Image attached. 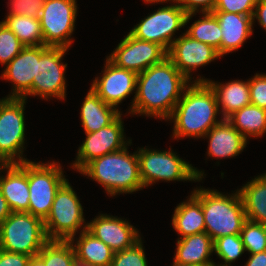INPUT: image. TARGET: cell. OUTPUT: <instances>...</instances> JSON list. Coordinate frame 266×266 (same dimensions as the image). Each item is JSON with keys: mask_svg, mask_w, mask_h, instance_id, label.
I'll return each mask as SVG.
<instances>
[{"mask_svg": "<svg viewBox=\"0 0 266 266\" xmlns=\"http://www.w3.org/2000/svg\"><path fill=\"white\" fill-rule=\"evenodd\" d=\"M189 82L166 57L138 74L130 114L169 120Z\"/></svg>", "mask_w": 266, "mask_h": 266, "instance_id": "1", "label": "cell"}, {"mask_svg": "<svg viewBox=\"0 0 266 266\" xmlns=\"http://www.w3.org/2000/svg\"><path fill=\"white\" fill-rule=\"evenodd\" d=\"M219 107L214 91L206 82H191L174 107L170 121H174V138L202 137L216 124Z\"/></svg>", "mask_w": 266, "mask_h": 266, "instance_id": "2", "label": "cell"}, {"mask_svg": "<svg viewBox=\"0 0 266 266\" xmlns=\"http://www.w3.org/2000/svg\"><path fill=\"white\" fill-rule=\"evenodd\" d=\"M79 173L104 186L112 197L144 188L139 174L137 151L132 155L127 146L120 151L93 159Z\"/></svg>", "mask_w": 266, "mask_h": 266, "instance_id": "3", "label": "cell"}, {"mask_svg": "<svg viewBox=\"0 0 266 266\" xmlns=\"http://www.w3.org/2000/svg\"><path fill=\"white\" fill-rule=\"evenodd\" d=\"M192 195L201 203L205 232L213 239L240 234L247 220L244 205L237 190L232 195L209 189H195Z\"/></svg>", "mask_w": 266, "mask_h": 266, "instance_id": "4", "label": "cell"}, {"mask_svg": "<svg viewBox=\"0 0 266 266\" xmlns=\"http://www.w3.org/2000/svg\"><path fill=\"white\" fill-rule=\"evenodd\" d=\"M44 221L27 212H12L0 224V249L37 256L48 242Z\"/></svg>", "mask_w": 266, "mask_h": 266, "instance_id": "5", "label": "cell"}, {"mask_svg": "<svg viewBox=\"0 0 266 266\" xmlns=\"http://www.w3.org/2000/svg\"><path fill=\"white\" fill-rule=\"evenodd\" d=\"M137 154L139 174L144 187L159 180L196 182L204 178V172L179 158L171 148L169 151H156L143 147L139 148Z\"/></svg>", "mask_w": 266, "mask_h": 266, "instance_id": "6", "label": "cell"}, {"mask_svg": "<svg viewBox=\"0 0 266 266\" xmlns=\"http://www.w3.org/2000/svg\"><path fill=\"white\" fill-rule=\"evenodd\" d=\"M84 222L80 200L67 180L56 192L51 211L44 220L46 236L48 240H74L80 228L87 229L88 223Z\"/></svg>", "mask_w": 266, "mask_h": 266, "instance_id": "7", "label": "cell"}, {"mask_svg": "<svg viewBox=\"0 0 266 266\" xmlns=\"http://www.w3.org/2000/svg\"><path fill=\"white\" fill-rule=\"evenodd\" d=\"M25 102L24 98L0 100V164L29 161L22 156L25 148Z\"/></svg>", "mask_w": 266, "mask_h": 266, "instance_id": "8", "label": "cell"}, {"mask_svg": "<svg viewBox=\"0 0 266 266\" xmlns=\"http://www.w3.org/2000/svg\"><path fill=\"white\" fill-rule=\"evenodd\" d=\"M27 176L30 194L27 213L44 221L51 211L56 192L67 179L62 167L54 161L48 164L27 161Z\"/></svg>", "mask_w": 266, "mask_h": 266, "instance_id": "9", "label": "cell"}, {"mask_svg": "<svg viewBox=\"0 0 266 266\" xmlns=\"http://www.w3.org/2000/svg\"><path fill=\"white\" fill-rule=\"evenodd\" d=\"M194 14H187L178 3H173L145 17L129 33L139 40L160 44L168 51L175 40L174 33L187 25Z\"/></svg>", "mask_w": 266, "mask_h": 266, "instance_id": "10", "label": "cell"}, {"mask_svg": "<svg viewBox=\"0 0 266 266\" xmlns=\"http://www.w3.org/2000/svg\"><path fill=\"white\" fill-rule=\"evenodd\" d=\"M76 16V0H45L39 18L45 46L69 49Z\"/></svg>", "mask_w": 266, "mask_h": 266, "instance_id": "11", "label": "cell"}, {"mask_svg": "<svg viewBox=\"0 0 266 266\" xmlns=\"http://www.w3.org/2000/svg\"><path fill=\"white\" fill-rule=\"evenodd\" d=\"M68 49L64 47L41 46V56L37 60L36 76L32 84V95L47 99L66 96L65 70L62 58Z\"/></svg>", "mask_w": 266, "mask_h": 266, "instance_id": "12", "label": "cell"}, {"mask_svg": "<svg viewBox=\"0 0 266 266\" xmlns=\"http://www.w3.org/2000/svg\"><path fill=\"white\" fill-rule=\"evenodd\" d=\"M166 57L167 50L160 44L139 40L128 33L107 58L116 66L139 74Z\"/></svg>", "mask_w": 266, "mask_h": 266, "instance_id": "13", "label": "cell"}, {"mask_svg": "<svg viewBox=\"0 0 266 266\" xmlns=\"http://www.w3.org/2000/svg\"><path fill=\"white\" fill-rule=\"evenodd\" d=\"M120 115L113 123L98 131L85 133L86 139L78 149L73 169L80 172L93 159L117 152L131 145V140L125 141L124 128ZM128 144V145H127Z\"/></svg>", "mask_w": 266, "mask_h": 266, "instance_id": "14", "label": "cell"}, {"mask_svg": "<svg viewBox=\"0 0 266 266\" xmlns=\"http://www.w3.org/2000/svg\"><path fill=\"white\" fill-rule=\"evenodd\" d=\"M174 39L167 57L189 81L193 79L190 76L193 70L221 57L214 47L194 40L186 33Z\"/></svg>", "mask_w": 266, "mask_h": 266, "instance_id": "15", "label": "cell"}, {"mask_svg": "<svg viewBox=\"0 0 266 266\" xmlns=\"http://www.w3.org/2000/svg\"><path fill=\"white\" fill-rule=\"evenodd\" d=\"M137 76V73L120 68L107 58L102 78L96 77L91 88L105 103L117 108L136 89Z\"/></svg>", "mask_w": 266, "mask_h": 266, "instance_id": "16", "label": "cell"}, {"mask_svg": "<svg viewBox=\"0 0 266 266\" xmlns=\"http://www.w3.org/2000/svg\"><path fill=\"white\" fill-rule=\"evenodd\" d=\"M41 56V46H25L6 66L1 78L13 83L12 95L8 98L32 96V84L36 76L37 60Z\"/></svg>", "mask_w": 266, "mask_h": 266, "instance_id": "17", "label": "cell"}, {"mask_svg": "<svg viewBox=\"0 0 266 266\" xmlns=\"http://www.w3.org/2000/svg\"><path fill=\"white\" fill-rule=\"evenodd\" d=\"M87 230L114 252L129 248L141 239L138 231L126 219L107 214H100L90 221Z\"/></svg>", "mask_w": 266, "mask_h": 266, "instance_id": "18", "label": "cell"}, {"mask_svg": "<svg viewBox=\"0 0 266 266\" xmlns=\"http://www.w3.org/2000/svg\"><path fill=\"white\" fill-rule=\"evenodd\" d=\"M7 169L6 176H0V190L12 212H28L29 187L27 161L20 164H0V171Z\"/></svg>", "mask_w": 266, "mask_h": 266, "instance_id": "19", "label": "cell"}, {"mask_svg": "<svg viewBox=\"0 0 266 266\" xmlns=\"http://www.w3.org/2000/svg\"><path fill=\"white\" fill-rule=\"evenodd\" d=\"M204 137L209 139L208 156L221 159L237 156L247 144V139L227 119L212 127Z\"/></svg>", "mask_w": 266, "mask_h": 266, "instance_id": "20", "label": "cell"}, {"mask_svg": "<svg viewBox=\"0 0 266 266\" xmlns=\"http://www.w3.org/2000/svg\"><path fill=\"white\" fill-rule=\"evenodd\" d=\"M219 21L222 40L221 56L238 50L253 33V15L229 12H212Z\"/></svg>", "mask_w": 266, "mask_h": 266, "instance_id": "21", "label": "cell"}, {"mask_svg": "<svg viewBox=\"0 0 266 266\" xmlns=\"http://www.w3.org/2000/svg\"><path fill=\"white\" fill-rule=\"evenodd\" d=\"M194 82H206L214 91L218 107L222 108L223 119H227L235 111L240 110L246 105L251 104L249 80H233L231 82L220 84L212 80L198 78Z\"/></svg>", "mask_w": 266, "mask_h": 266, "instance_id": "22", "label": "cell"}, {"mask_svg": "<svg viewBox=\"0 0 266 266\" xmlns=\"http://www.w3.org/2000/svg\"><path fill=\"white\" fill-rule=\"evenodd\" d=\"M213 242V239L206 232L178 238L173 262L198 266H215V262L209 258L212 255L211 253L214 252Z\"/></svg>", "mask_w": 266, "mask_h": 266, "instance_id": "23", "label": "cell"}, {"mask_svg": "<svg viewBox=\"0 0 266 266\" xmlns=\"http://www.w3.org/2000/svg\"><path fill=\"white\" fill-rule=\"evenodd\" d=\"M121 114V112L105 103L90 88L84 102L81 106L80 118L85 133H91L104 128L113 123Z\"/></svg>", "mask_w": 266, "mask_h": 266, "instance_id": "24", "label": "cell"}, {"mask_svg": "<svg viewBox=\"0 0 266 266\" xmlns=\"http://www.w3.org/2000/svg\"><path fill=\"white\" fill-rule=\"evenodd\" d=\"M80 232L75 245L74 240H69L74 248L76 259L93 266H111L114 251L87 229Z\"/></svg>", "mask_w": 266, "mask_h": 266, "instance_id": "25", "label": "cell"}, {"mask_svg": "<svg viewBox=\"0 0 266 266\" xmlns=\"http://www.w3.org/2000/svg\"><path fill=\"white\" fill-rule=\"evenodd\" d=\"M246 218L266 226V173L239 189Z\"/></svg>", "mask_w": 266, "mask_h": 266, "instance_id": "26", "label": "cell"}, {"mask_svg": "<svg viewBox=\"0 0 266 266\" xmlns=\"http://www.w3.org/2000/svg\"><path fill=\"white\" fill-rule=\"evenodd\" d=\"M172 225L181 238L205 232L201 203L192 194L186 202L179 203L175 208Z\"/></svg>", "mask_w": 266, "mask_h": 266, "instance_id": "27", "label": "cell"}, {"mask_svg": "<svg viewBox=\"0 0 266 266\" xmlns=\"http://www.w3.org/2000/svg\"><path fill=\"white\" fill-rule=\"evenodd\" d=\"M227 120L246 139L251 136L261 137L266 133V110L256 105H246L235 111Z\"/></svg>", "mask_w": 266, "mask_h": 266, "instance_id": "28", "label": "cell"}, {"mask_svg": "<svg viewBox=\"0 0 266 266\" xmlns=\"http://www.w3.org/2000/svg\"><path fill=\"white\" fill-rule=\"evenodd\" d=\"M25 46L45 45L40 19L25 15H8L2 21Z\"/></svg>", "mask_w": 266, "mask_h": 266, "instance_id": "29", "label": "cell"}, {"mask_svg": "<svg viewBox=\"0 0 266 266\" xmlns=\"http://www.w3.org/2000/svg\"><path fill=\"white\" fill-rule=\"evenodd\" d=\"M202 14L203 18L195 21L186 34L194 40L214 47L221 56L222 30L219 21L212 12H203Z\"/></svg>", "mask_w": 266, "mask_h": 266, "instance_id": "30", "label": "cell"}, {"mask_svg": "<svg viewBox=\"0 0 266 266\" xmlns=\"http://www.w3.org/2000/svg\"><path fill=\"white\" fill-rule=\"evenodd\" d=\"M45 266H72L76 259L70 241L49 240L37 254Z\"/></svg>", "mask_w": 266, "mask_h": 266, "instance_id": "31", "label": "cell"}, {"mask_svg": "<svg viewBox=\"0 0 266 266\" xmlns=\"http://www.w3.org/2000/svg\"><path fill=\"white\" fill-rule=\"evenodd\" d=\"M214 252L224 261V264L215 266H230L245 250L240 234L222 236L213 242Z\"/></svg>", "mask_w": 266, "mask_h": 266, "instance_id": "32", "label": "cell"}, {"mask_svg": "<svg viewBox=\"0 0 266 266\" xmlns=\"http://www.w3.org/2000/svg\"><path fill=\"white\" fill-rule=\"evenodd\" d=\"M245 250L250 254L266 251V226L246 220L240 232Z\"/></svg>", "mask_w": 266, "mask_h": 266, "instance_id": "33", "label": "cell"}, {"mask_svg": "<svg viewBox=\"0 0 266 266\" xmlns=\"http://www.w3.org/2000/svg\"><path fill=\"white\" fill-rule=\"evenodd\" d=\"M25 45L2 22H0V63L7 65Z\"/></svg>", "mask_w": 266, "mask_h": 266, "instance_id": "34", "label": "cell"}, {"mask_svg": "<svg viewBox=\"0 0 266 266\" xmlns=\"http://www.w3.org/2000/svg\"><path fill=\"white\" fill-rule=\"evenodd\" d=\"M111 266H148L142 240L129 248L114 252Z\"/></svg>", "mask_w": 266, "mask_h": 266, "instance_id": "35", "label": "cell"}, {"mask_svg": "<svg viewBox=\"0 0 266 266\" xmlns=\"http://www.w3.org/2000/svg\"><path fill=\"white\" fill-rule=\"evenodd\" d=\"M259 0H217L213 12H229L242 15H253Z\"/></svg>", "mask_w": 266, "mask_h": 266, "instance_id": "36", "label": "cell"}, {"mask_svg": "<svg viewBox=\"0 0 266 266\" xmlns=\"http://www.w3.org/2000/svg\"><path fill=\"white\" fill-rule=\"evenodd\" d=\"M45 0H10L8 15H25L40 18Z\"/></svg>", "mask_w": 266, "mask_h": 266, "instance_id": "37", "label": "cell"}, {"mask_svg": "<svg viewBox=\"0 0 266 266\" xmlns=\"http://www.w3.org/2000/svg\"><path fill=\"white\" fill-rule=\"evenodd\" d=\"M251 104L266 110V74H256L249 79Z\"/></svg>", "mask_w": 266, "mask_h": 266, "instance_id": "38", "label": "cell"}, {"mask_svg": "<svg viewBox=\"0 0 266 266\" xmlns=\"http://www.w3.org/2000/svg\"><path fill=\"white\" fill-rule=\"evenodd\" d=\"M217 0H180L178 4L188 13L213 12ZM200 7V8H199Z\"/></svg>", "mask_w": 266, "mask_h": 266, "instance_id": "39", "label": "cell"}, {"mask_svg": "<svg viewBox=\"0 0 266 266\" xmlns=\"http://www.w3.org/2000/svg\"><path fill=\"white\" fill-rule=\"evenodd\" d=\"M31 256L0 249V266H28Z\"/></svg>", "mask_w": 266, "mask_h": 266, "instance_id": "40", "label": "cell"}, {"mask_svg": "<svg viewBox=\"0 0 266 266\" xmlns=\"http://www.w3.org/2000/svg\"><path fill=\"white\" fill-rule=\"evenodd\" d=\"M253 23L255 18L259 24L266 30V0H259L254 8Z\"/></svg>", "mask_w": 266, "mask_h": 266, "instance_id": "41", "label": "cell"}, {"mask_svg": "<svg viewBox=\"0 0 266 266\" xmlns=\"http://www.w3.org/2000/svg\"><path fill=\"white\" fill-rule=\"evenodd\" d=\"M245 266H266V251L251 254Z\"/></svg>", "mask_w": 266, "mask_h": 266, "instance_id": "42", "label": "cell"}, {"mask_svg": "<svg viewBox=\"0 0 266 266\" xmlns=\"http://www.w3.org/2000/svg\"><path fill=\"white\" fill-rule=\"evenodd\" d=\"M12 213L5 197L0 190V224Z\"/></svg>", "mask_w": 266, "mask_h": 266, "instance_id": "43", "label": "cell"}, {"mask_svg": "<svg viewBox=\"0 0 266 266\" xmlns=\"http://www.w3.org/2000/svg\"><path fill=\"white\" fill-rule=\"evenodd\" d=\"M28 266H45V264L38 256H33L30 258Z\"/></svg>", "mask_w": 266, "mask_h": 266, "instance_id": "44", "label": "cell"}, {"mask_svg": "<svg viewBox=\"0 0 266 266\" xmlns=\"http://www.w3.org/2000/svg\"><path fill=\"white\" fill-rule=\"evenodd\" d=\"M147 3H163V2H167V1H173L174 3H178L180 0H144Z\"/></svg>", "mask_w": 266, "mask_h": 266, "instance_id": "45", "label": "cell"}, {"mask_svg": "<svg viewBox=\"0 0 266 266\" xmlns=\"http://www.w3.org/2000/svg\"><path fill=\"white\" fill-rule=\"evenodd\" d=\"M72 266H93V265L88 264V263H84V262H81V261L75 259L74 262L72 263Z\"/></svg>", "mask_w": 266, "mask_h": 266, "instance_id": "46", "label": "cell"}, {"mask_svg": "<svg viewBox=\"0 0 266 266\" xmlns=\"http://www.w3.org/2000/svg\"><path fill=\"white\" fill-rule=\"evenodd\" d=\"M172 266H198V265H191V264H179V263H175L173 262Z\"/></svg>", "mask_w": 266, "mask_h": 266, "instance_id": "47", "label": "cell"}]
</instances>
